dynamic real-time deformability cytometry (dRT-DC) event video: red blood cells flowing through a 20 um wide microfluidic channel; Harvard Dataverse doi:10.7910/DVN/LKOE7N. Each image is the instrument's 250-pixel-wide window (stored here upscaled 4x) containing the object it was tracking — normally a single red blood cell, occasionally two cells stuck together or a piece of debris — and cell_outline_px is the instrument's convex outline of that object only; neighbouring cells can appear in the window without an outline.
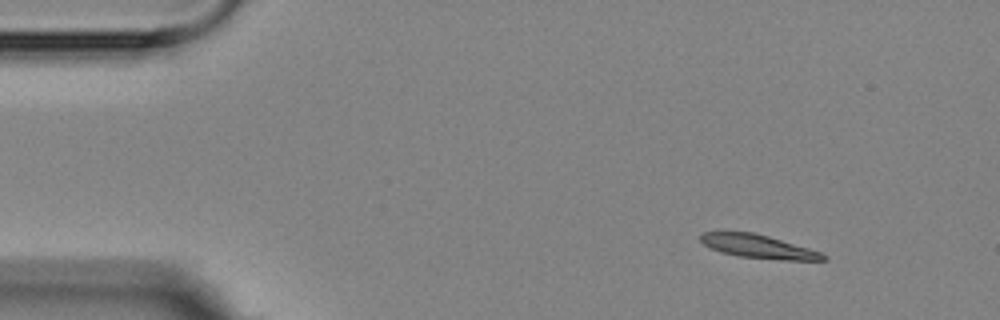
{"species": "Egyptian fruit bat (a non-hibernating species)", "species_latin": "Rousettus aegyptiacus", "temperature_condition": "room temperature", "stored_images_in_passage": 4, "camera_frame_rate_fps": 3000, "um_per_image_px": 0.085, "animal": {"sex": "female"}, "frame": {"image": 1, "passage_image": 2, "time_ms": 2.0, "image_size_px": [1000, 320], "cell_outline_px": [[828, 260], [784, 260], [740, 256], [720, 252], [704, 244], [700, 240], [700, 236], [704, 232], [724, 228], [752, 232], [768, 236], [808, 248], [820, 252], [828, 256]], "centroid_in_image_um": [64.37, 20.9], "position_along_channel_um": 20.6, "area_um2": 17.17}}